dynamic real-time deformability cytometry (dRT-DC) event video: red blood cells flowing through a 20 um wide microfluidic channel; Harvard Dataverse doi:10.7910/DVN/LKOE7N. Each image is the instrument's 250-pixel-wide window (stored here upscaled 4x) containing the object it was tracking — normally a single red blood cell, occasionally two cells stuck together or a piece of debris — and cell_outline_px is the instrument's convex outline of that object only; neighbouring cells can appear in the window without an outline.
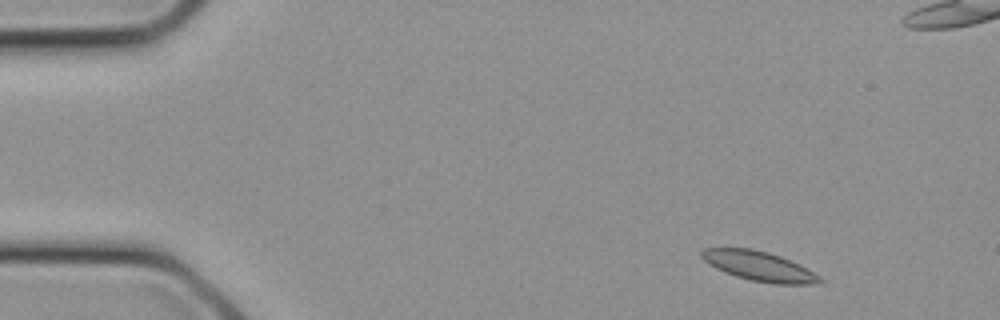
{"species": "common noctule bat (a hibernating species)", "species_latin": "Nyctalus noctula", "temperature_condition": "cold", "stored_images_in_passage": 10, "camera_frame_rate_fps": 3000, "um_per_image_px": 0.085, "animal": {"sex": "female", "body_mass_g": 21.9}, "frame": {"image": 1, "passage_image": 2, "time_ms": 0.333, "image_size_px": [1000, 320], "cell_outline_px": [[824, 280], [808, 284], [772, 284], [748, 280], [724, 272], [716, 268], [704, 260], [700, 256], [700, 252], [704, 248], [752, 248], [768, 252], [780, 256], [820, 276]], "centroid_in_image_um": [64.46, 22.62], "position_along_channel_um": 20.5, "area_um2": 20.11}}
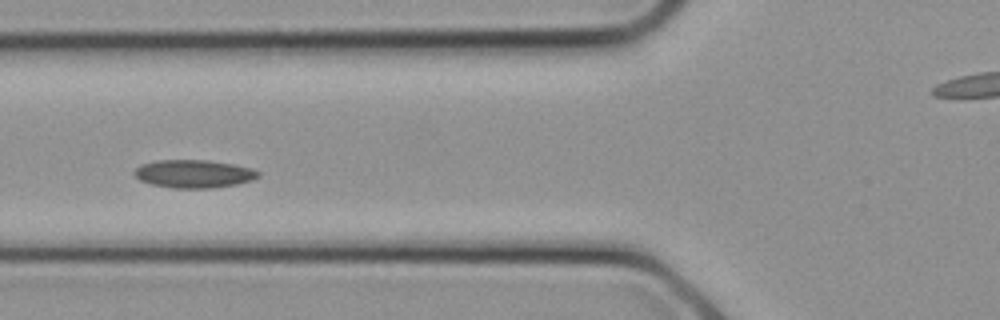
{"frame": {"image": 2, "passage_image": 9, "time_ms": 2.667, "image_size_px": [1000, 320], "cell_outline_px": [[260, 176], [252, 180], [236, 184], [212, 188], [172, 188], [152, 184], [140, 180], [132, 172], [140, 164], [156, 160], [208, 160], [232, 164], [252, 168], [260, 172]], "centroid_in_image_um": [16.47, 14.77], "position_along_channel_um": 109.3, "area_um2": 20.29}}